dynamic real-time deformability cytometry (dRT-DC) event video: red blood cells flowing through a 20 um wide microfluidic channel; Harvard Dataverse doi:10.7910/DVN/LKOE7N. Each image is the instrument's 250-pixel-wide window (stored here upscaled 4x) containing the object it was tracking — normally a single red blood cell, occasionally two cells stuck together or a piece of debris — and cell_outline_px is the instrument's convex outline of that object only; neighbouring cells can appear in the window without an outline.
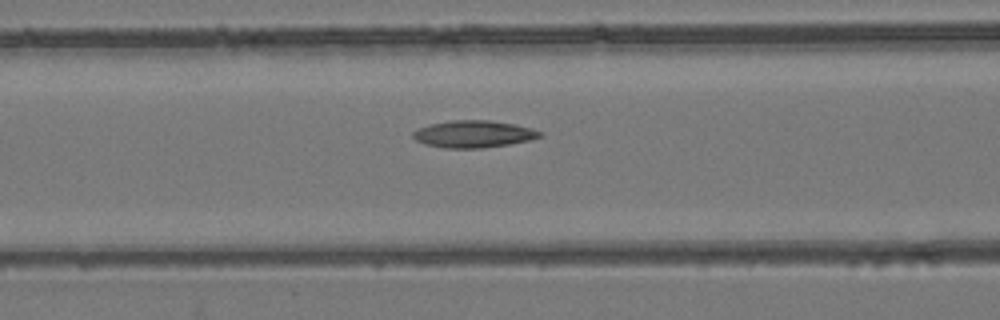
{"species": "common noctule bat (a hibernating species)", "species_latin": "Nyctalus noctula", "temperature_condition": "room temperature", "stored_images_in_passage": 31, "camera_frame_rate_fps": 3000, "um_per_image_px": 0.085, "animal": {"sex": "female", "body_mass_g": 24.6, "forearm_length_mm": 56.2}, "frame": {"image": 1, "passage_image": 7, "time_ms": 2.0, "image_size_px": [1000, 320], "cell_outline_px": [[544, 136], [532, 140], [508, 144], [480, 148], [444, 148], [424, 144], [416, 140], [412, 136], [412, 132], [420, 128], [432, 124], [452, 120], [488, 120], [516, 124], [544, 132]], "centroid_in_image_um": [40.3, 11.39], "position_along_channel_um": 126.3, "area_um2": 20.06}}
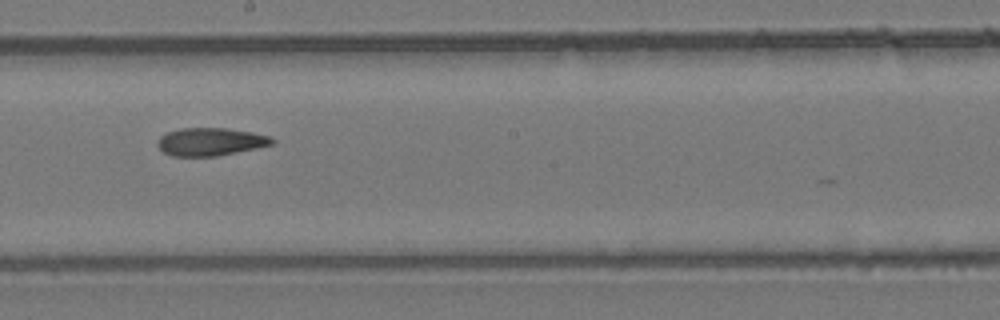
{"frame": {"image": 2, "passage_image": 15, "time_ms": 4.667, "image_size_px": [1000, 320], "cell_outline_px": [[276, 144], [216, 156], [172, 156], [164, 152], [156, 144], [156, 140], [160, 136], [168, 132], [180, 128], [224, 128], [252, 132], [272, 136], [276, 140]], "centroid_in_image_um": [17.92, 12.04], "position_along_channel_um": 230.3, "area_um2": 18.73}}
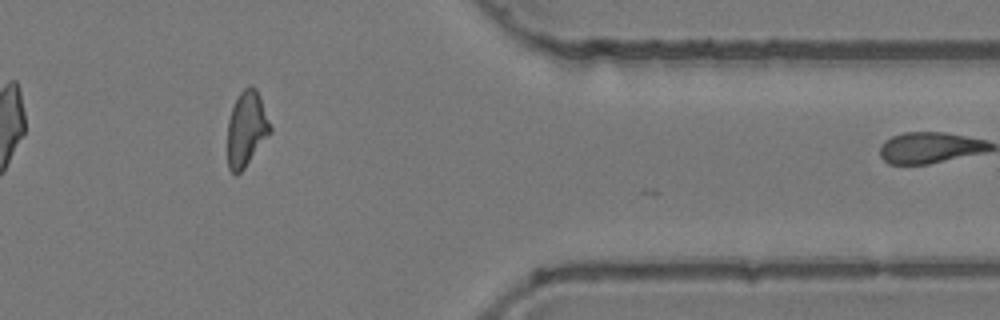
{"frame": {"image": 3, "passage_image": 29, "time_ms": 9.333, "image_size_px": [1000, 320], "cell_outline_px": [[272, 132], [244, 168], [236, 176], [228, 168], [228, 120], [232, 108], [240, 92], [248, 84], [252, 84], [256, 88], [260, 96], [272, 128]], "centroid_in_image_um": [20.96, 10.94], "position_along_channel_um": 390.4, "area_um2": 18.79}}